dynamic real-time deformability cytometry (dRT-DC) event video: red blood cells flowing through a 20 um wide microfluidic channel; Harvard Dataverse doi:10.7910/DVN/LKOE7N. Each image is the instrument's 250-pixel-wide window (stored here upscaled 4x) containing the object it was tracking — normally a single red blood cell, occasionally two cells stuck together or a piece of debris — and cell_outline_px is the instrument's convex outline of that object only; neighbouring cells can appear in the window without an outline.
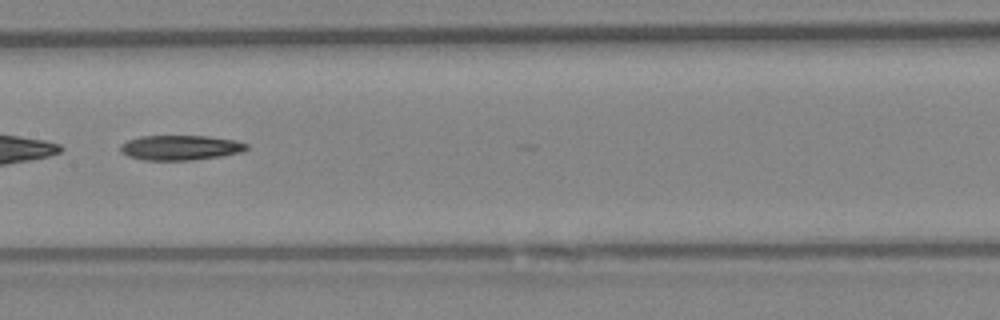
{"species": "Egyptian fruit bat (a non-hibernating species)", "species_latin": "Rousettus aegyptiacus", "temperature_condition": "warm", "stored_images_in_passage": 55, "segment_of_instrument_passage": [2, 2], "camera_frame_rate_fps": 3000, "um_per_image_px": 0.085, "animal": {"sex": "female"}, "frame": {"image": 1, "passage_image": 25, "time_ms": 8.0, "image_size_px": [1000, 320], "cell_outline_px": [[248, 148], [244, 152], [220, 156], [192, 160], [144, 160], [128, 156], [120, 152], [120, 144], [128, 140], [140, 136], [208, 136], [236, 140], [248, 144]], "centroid_in_image_um": [15.34, 12.55], "position_along_channel_um": 192.1, "area_um2": 18.44}}
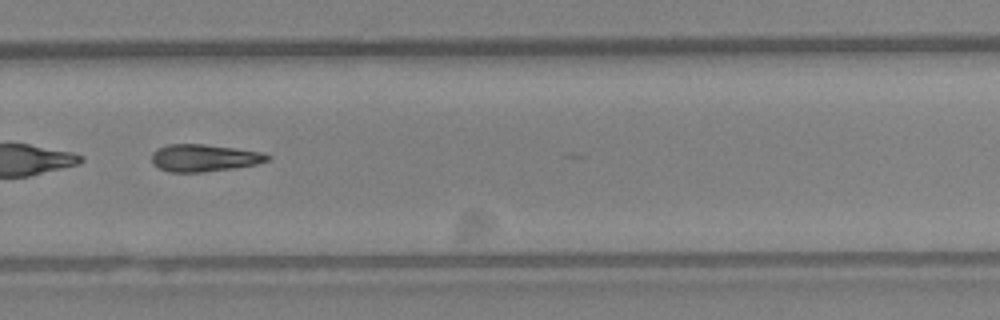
{"frame": {"image": 2, "passage_image": 36, "time_ms": 11.667, "image_size_px": [1000, 320], "cell_outline_px": [[272, 156], [268, 160], [256, 164], [232, 168], [204, 172], [168, 172], [152, 164], [152, 152], [156, 148], [168, 144], [204, 144], [264, 152]], "centroid_in_image_um": [17.33, 13.41], "position_along_channel_um": 312.5, "area_um2": 18.44}}